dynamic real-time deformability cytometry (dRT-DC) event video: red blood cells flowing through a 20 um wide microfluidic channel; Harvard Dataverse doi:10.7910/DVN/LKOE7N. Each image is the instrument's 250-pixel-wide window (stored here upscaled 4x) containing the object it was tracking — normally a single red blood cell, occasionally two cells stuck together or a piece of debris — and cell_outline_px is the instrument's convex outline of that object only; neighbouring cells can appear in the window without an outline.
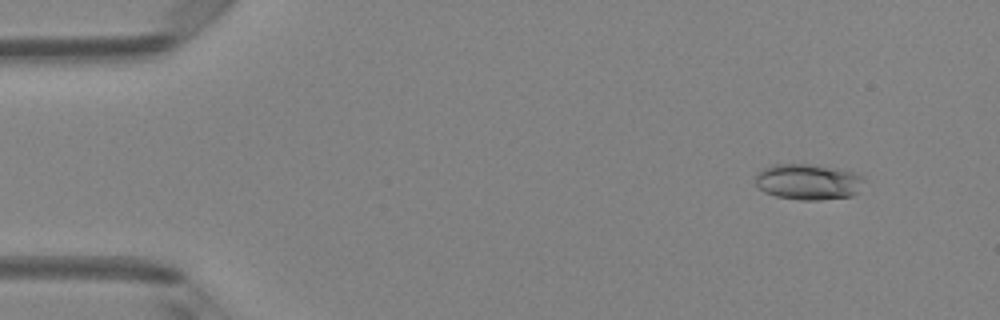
{"species": "Egyptian fruit bat (a non-hibernating species)", "species_latin": "Rousettus aegyptiacus", "temperature_condition": "room temperature", "stored_images_in_passage": 7, "camera_frame_rate_fps": 3000, "um_per_image_px": 0.085, "animal": {"sex": "female"}, "frame": {"image": 1, "passage_image": 2, "time_ms": 0.333, "image_size_px": [1000, 320], "cell_outline_px": [[868, 180], [852, 196], [820, 200], [800, 200], [776, 196], [764, 192], [756, 184], [756, 172], [772, 164], [808, 164], [840, 168], [856, 172], [864, 176]], "centroid_in_image_um": [68.75, 15.44], "position_along_channel_um": 16.3, "area_um2": 23.12}}
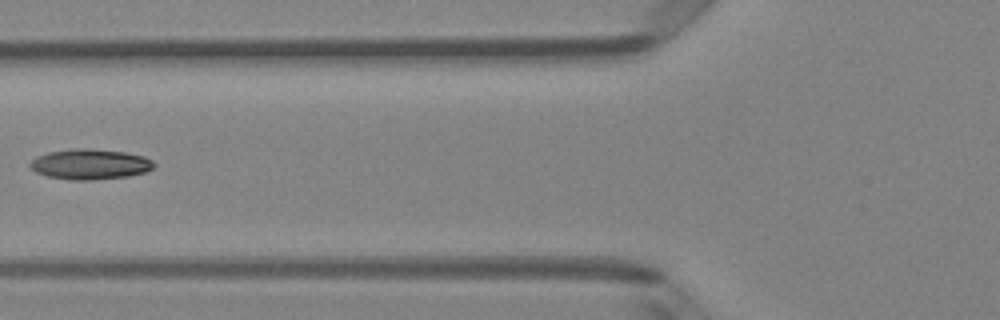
{"frame": {"image": 2, "passage_image": 6, "time_ms": 1.667, "image_size_px": [1000, 320], "cell_outline_px": [[156, 164], [152, 168], [144, 172], [128, 176], [92, 180], [68, 180], [48, 176], [36, 172], [28, 164], [36, 156], [48, 152], [72, 148], [92, 148], [124, 152], [144, 156], [152, 160]], "centroid_in_image_um": [7.64, 13.95], "position_along_channel_um": 118.2, "area_um2": 22.02}}
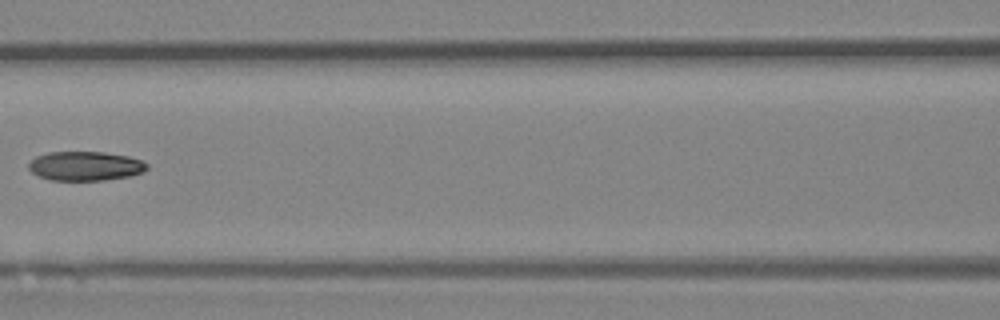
{"frame": {"image": 3, "passage_image": 7, "time_ms": 2.0, "image_size_px": [1000, 320], "cell_outline_px": [[148, 168], [144, 172], [128, 176], [104, 180], [52, 180], [40, 176], [32, 172], [28, 168], [28, 164], [36, 156], [48, 152], [104, 152], [128, 156], [140, 160], [148, 164]], "centroid_in_image_um": [7.26, 14.1], "position_along_channel_um": 159.3, "area_um2": 20.06}}